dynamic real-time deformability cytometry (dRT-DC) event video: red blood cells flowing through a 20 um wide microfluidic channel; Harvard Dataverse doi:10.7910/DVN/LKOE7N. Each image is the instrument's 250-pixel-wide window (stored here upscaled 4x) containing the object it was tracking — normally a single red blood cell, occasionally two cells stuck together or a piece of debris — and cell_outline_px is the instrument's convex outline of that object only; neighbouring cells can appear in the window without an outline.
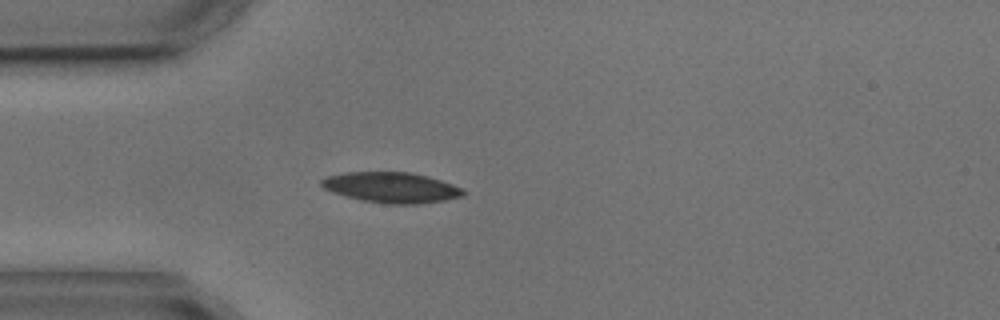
{"species": "common noctule bat (a hibernating species)", "species_latin": "Nyctalus noctula", "temperature_condition": "cold", "stored_images_in_passage": 2, "camera_frame_rate_fps": 3000, "um_per_image_px": 0.085, "animal": {"sex": "male", "body_mass_g": 17.9, "forearm_length_mm": 54.2}, "frame": {"image": 1, "passage_image": 2, "time_ms": 2.333, "image_size_px": [1000, 320], "cell_outline_px": [[468, 192], [464, 196], [444, 200], [420, 204], [388, 204], [360, 200], [332, 192], [324, 188], [320, 184], [320, 180], [328, 176], [344, 172], [408, 172], [428, 176], [452, 184]], "centroid_in_image_um": [33.27, 15.94], "position_along_channel_um": 51.7, "area_um2": 25.26}}